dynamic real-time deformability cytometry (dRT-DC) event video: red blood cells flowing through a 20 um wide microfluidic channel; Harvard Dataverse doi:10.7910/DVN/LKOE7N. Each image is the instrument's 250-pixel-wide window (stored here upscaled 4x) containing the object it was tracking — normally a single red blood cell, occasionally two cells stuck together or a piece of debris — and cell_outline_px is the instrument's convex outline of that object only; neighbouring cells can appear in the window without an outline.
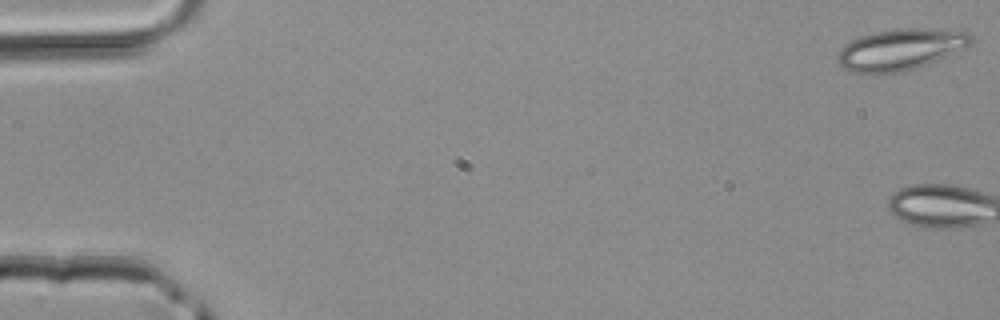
{"species": "common noctule bat (a hibernating species)", "species_latin": "Nyctalus noctula", "temperature_condition": "room temperature", "stored_images_in_passage": 4, "camera_frame_rate_fps": 3000, "um_per_image_px": 0.085, "animal": {"sex": "male", "body_mass_g": 20.4}, "frame": {"image": 1, "passage_image": 1, "time_ms": 0.0, "image_size_px": [1000, 320], "cell_outline_px": [[972, 44], [964, 48], [928, 64], [896, 72], [852, 72], [844, 68], [840, 64], [836, 56], [840, 48], [844, 44], [860, 36], [876, 32], [900, 28], [928, 28], [968, 32], [972, 36]], "centroid_in_image_um": [76.54, 4.18], "position_along_channel_um": 8.5, "area_um2": 31.62}}